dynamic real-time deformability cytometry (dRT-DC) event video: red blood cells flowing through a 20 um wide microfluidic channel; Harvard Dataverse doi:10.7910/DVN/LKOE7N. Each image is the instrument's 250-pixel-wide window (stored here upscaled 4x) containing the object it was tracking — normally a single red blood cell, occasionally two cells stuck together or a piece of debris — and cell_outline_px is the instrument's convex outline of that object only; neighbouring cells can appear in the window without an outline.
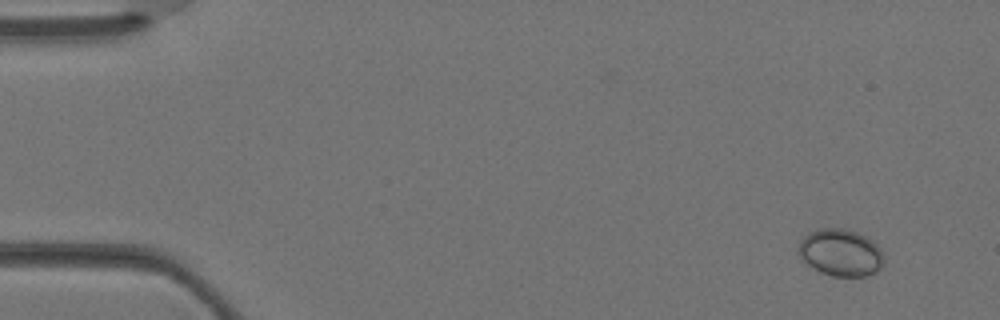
{"species": "Egyptian fruit bat (a non-hibernating species)", "species_latin": "Rousettus aegyptiacus", "temperature_condition": "warm", "stored_images_in_passage": 4, "camera_frame_rate_fps": 3000, "um_per_image_px": 0.085, "animal": {"sex": "female"}, "frame": {"image": 1, "passage_image": 1, "time_ms": 0.0, "image_size_px": [1000, 320], "cell_outline_px": [[884, 264], [880, 268], [868, 276], [832, 276], [820, 272], [808, 264], [796, 252], [800, 240], [804, 236], [820, 228], [844, 228], [856, 232], [872, 240], [880, 248], [884, 260]], "centroid_in_image_um": [71.45, 21.47], "position_along_channel_um": 13.6, "area_um2": 23.41}}